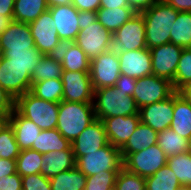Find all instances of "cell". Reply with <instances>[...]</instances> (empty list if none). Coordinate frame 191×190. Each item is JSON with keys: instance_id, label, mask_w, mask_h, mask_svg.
Instances as JSON below:
<instances>
[{"instance_id": "37", "label": "cell", "mask_w": 191, "mask_h": 190, "mask_svg": "<svg viewBox=\"0 0 191 190\" xmlns=\"http://www.w3.org/2000/svg\"><path fill=\"white\" fill-rule=\"evenodd\" d=\"M91 60L81 50V48L74 43L73 46L66 52L64 60L62 61L63 71L72 72H89Z\"/></svg>"}, {"instance_id": "27", "label": "cell", "mask_w": 191, "mask_h": 190, "mask_svg": "<svg viewBox=\"0 0 191 190\" xmlns=\"http://www.w3.org/2000/svg\"><path fill=\"white\" fill-rule=\"evenodd\" d=\"M48 9L46 0H15L13 20L29 24Z\"/></svg>"}, {"instance_id": "54", "label": "cell", "mask_w": 191, "mask_h": 190, "mask_svg": "<svg viewBox=\"0 0 191 190\" xmlns=\"http://www.w3.org/2000/svg\"><path fill=\"white\" fill-rule=\"evenodd\" d=\"M13 21V16L0 15V35L8 27V25Z\"/></svg>"}, {"instance_id": "26", "label": "cell", "mask_w": 191, "mask_h": 190, "mask_svg": "<svg viewBox=\"0 0 191 190\" xmlns=\"http://www.w3.org/2000/svg\"><path fill=\"white\" fill-rule=\"evenodd\" d=\"M33 150L41 154L53 151L72 150L71 143L65 139L57 129L41 130L36 139V145H32Z\"/></svg>"}, {"instance_id": "2", "label": "cell", "mask_w": 191, "mask_h": 190, "mask_svg": "<svg viewBox=\"0 0 191 190\" xmlns=\"http://www.w3.org/2000/svg\"><path fill=\"white\" fill-rule=\"evenodd\" d=\"M96 120L93 103H59L57 130L72 143L93 121Z\"/></svg>"}, {"instance_id": "52", "label": "cell", "mask_w": 191, "mask_h": 190, "mask_svg": "<svg viewBox=\"0 0 191 190\" xmlns=\"http://www.w3.org/2000/svg\"><path fill=\"white\" fill-rule=\"evenodd\" d=\"M119 7H129L127 0H101L100 8L113 9Z\"/></svg>"}, {"instance_id": "11", "label": "cell", "mask_w": 191, "mask_h": 190, "mask_svg": "<svg viewBox=\"0 0 191 190\" xmlns=\"http://www.w3.org/2000/svg\"><path fill=\"white\" fill-rule=\"evenodd\" d=\"M63 100L68 102L93 103L94 88L89 72H62Z\"/></svg>"}, {"instance_id": "36", "label": "cell", "mask_w": 191, "mask_h": 190, "mask_svg": "<svg viewBox=\"0 0 191 190\" xmlns=\"http://www.w3.org/2000/svg\"><path fill=\"white\" fill-rule=\"evenodd\" d=\"M62 72L63 67L60 62L55 61L49 55H44L31 75L32 85L46 79L61 78Z\"/></svg>"}, {"instance_id": "15", "label": "cell", "mask_w": 191, "mask_h": 190, "mask_svg": "<svg viewBox=\"0 0 191 190\" xmlns=\"http://www.w3.org/2000/svg\"><path fill=\"white\" fill-rule=\"evenodd\" d=\"M50 10L44 11L35 21L29 23L35 47L44 55H49L60 40Z\"/></svg>"}, {"instance_id": "24", "label": "cell", "mask_w": 191, "mask_h": 190, "mask_svg": "<svg viewBox=\"0 0 191 190\" xmlns=\"http://www.w3.org/2000/svg\"><path fill=\"white\" fill-rule=\"evenodd\" d=\"M157 139L158 132L140 122L120 151L121 153H135L157 144Z\"/></svg>"}, {"instance_id": "30", "label": "cell", "mask_w": 191, "mask_h": 190, "mask_svg": "<svg viewBox=\"0 0 191 190\" xmlns=\"http://www.w3.org/2000/svg\"><path fill=\"white\" fill-rule=\"evenodd\" d=\"M157 145L167 157L188 152L189 140L181 137L171 128L158 132Z\"/></svg>"}, {"instance_id": "40", "label": "cell", "mask_w": 191, "mask_h": 190, "mask_svg": "<svg viewBox=\"0 0 191 190\" xmlns=\"http://www.w3.org/2000/svg\"><path fill=\"white\" fill-rule=\"evenodd\" d=\"M114 190H146L145 178L122 168L117 173Z\"/></svg>"}, {"instance_id": "9", "label": "cell", "mask_w": 191, "mask_h": 190, "mask_svg": "<svg viewBox=\"0 0 191 190\" xmlns=\"http://www.w3.org/2000/svg\"><path fill=\"white\" fill-rule=\"evenodd\" d=\"M112 36L113 34L97 20L93 24L82 25L75 43L92 60L108 51Z\"/></svg>"}, {"instance_id": "4", "label": "cell", "mask_w": 191, "mask_h": 190, "mask_svg": "<svg viewBox=\"0 0 191 190\" xmlns=\"http://www.w3.org/2000/svg\"><path fill=\"white\" fill-rule=\"evenodd\" d=\"M14 109L41 130L57 128L59 103L37 98L29 91L15 99Z\"/></svg>"}, {"instance_id": "57", "label": "cell", "mask_w": 191, "mask_h": 190, "mask_svg": "<svg viewBox=\"0 0 191 190\" xmlns=\"http://www.w3.org/2000/svg\"><path fill=\"white\" fill-rule=\"evenodd\" d=\"M49 7L71 5L72 0H46Z\"/></svg>"}, {"instance_id": "56", "label": "cell", "mask_w": 191, "mask_h": 190, "mask_svg": "<svg viewBox=\"0 0 191 190\" xmlns=\"http://www.w3.org/2000/svg\"><path fill=\"white\" fill-rule=\"evenodd\" d=\"M10 125V114H0V133Z\"/></svg>"}, {"instance_id": "20", "label": "cell", "mask_w": 191, "mask_h": 190, "mask_svg": "<svg viewBox=\"0 0 191 190\" xmlns=\"http://www.w3.org/2000/svg\"><path fill=\"white\" fill-rule=\"evenodd\" d=\"M2 50H30L35 46V41L29 28V24L12 21L0 35Z\"/></svg>"}, {"instance_id": "22", "label": "cell", "mask_w": 191, "mask_h": 190, "mask_svg": "<svg viewBox=\"0 0 191 190\" xmlns=\"http://www.w3.org/2000/svg\"><path fill=\"white\" fill-rule=\"evenodd\" d=\"M76 165L72 150L53 151L43 154L40 173L46 178H52L60 172L72 169Z\"/></svg>"}, {"instance_id": "5", "label": "cell", "mask_w": 191, "mask_h": 190, "mask_svg": "<svg viewBox=\"0 0 191 190\" xmlns=\"http://www.w3.org/2000/svg\"><path fill=\"white\" fill-rule=\"evenodd\" d=\"M146 47L145 22L141 13H136L122 27L113 33L108 51L118 56L124 51Z\"/></svg>"}, {"instance_id": "51", "label": "cell", "mask_w": 191, "mask_h": 190, "mask_svg": "<svg viewBox=\"0 0 191 190\" xmlns=\"http://www.w3.org/2000/svg\"><path fill=\"white\" fill-rule=\"evenodd\" d=\"M178 12H191V0H163Z\"/></svg>"}, {"instance_id": "44", "label": "cell", "mask_w": 191, "mask_h": 190, "mask_svg": "<svg viewBox=\"0 0 191 190\" xmlns=\"http://www.w3.org/2000/svg\"><path fill=\"white\" fill-rule=\"evenodd\" d=\"M0 190H22V177L16 172L0 178Z\"/></svg>"}, {"instance_id": "48", "label": "cell", "mask_w": 191, "mask_h": 190, "mask_svg": "<svg viewBox=\"0 0 191 190\" xmlns=\"http://www.w3.org/2000/svg\"><path fill=\"white\" fill-rule=\"evenodd\" d=\"M16 173V160L0 158V178Z\"/></svg>"}, {"instance_id": "42", "label": "cell", "mask_w": 191, "mask_h": 190, "mask_svg": "<svg viewBox=\"0 0 191 190\" xmlns=\"http://www.w3.org/2000/svg\"><path fill=\"white\" fill-rule=\"evenodd\" d=\"M22 190H51L50 179L41 173L23 176Z\"/></svg>"}, {"instance_id": "6", "label": "cell", "mask_w": 191, "mask_h": 190, "mask_svg": "<svg viewBox=\"0 0 191 190\" xmlns=\"http://www.w3.org/2000/svg\"><path fill=\"white\" fill-rule=\"evenodd\" d=\"M75 166L89 177L102 171H120L123 168V157L120 149L109 143L98 151L80 156Z\"/></svg>"}, {"instance_id": "12", "label": "cell", "mask_w": 191, "mask_h": 190, "mask_svg": "<svg viewBox=\"0 0 191 190\" xmlns=\"http://www.w3.org/2000/svg\"><path fill=\"white\" fill-rule=\"evenodd\" d=\"M0 87L14 100L29 92L32 87L31 76L27 74L26 67H18L8 63V59L0 60Z\"/></svg>"}, {"instance_id": "8", "label": "cell", "mask_w": 191, "mask_h": 190, "mask_svg": "<svg viewBox=\"0 0 191 190\" xmlns=\"http://www.w3.org/2000/svg\"><path fill=\"white\" fill-rule=\"evenodd\" d=\"M174 92L172 82L152 74L136 79L132 97L140 109L145 105L165 100Z\"/></svg>"}, {"instance_id": "50", "label": "cell", "mask_w": 191, "mask_h": 190, "mask_svg": "<svg viewBox=\"0 0 191 190\" xmlns=\"http://www.w3.org/2000/svg\"><path fill=\"white\" fill-rule=\"evenodd\" d=\"M78 24L80 30H82V25H87V24H93L95 21H97V15L96 12L94 11H79L78 15Z\"/></svg>"}, {"instance_id": "25", "label": "cell", "mask_w": 191, "mask_h": 190, "mask_svg": "<svg viewBox=\"0 0 191 190\" xmlns=\"http://www.w3.org/2000/svg\"><path fill=\"white\" fill-rule=\"evenodd\" d=\"M136 12L130 7H119L113 9L99 8L96 12L97 20L112 34L122 27Z\"/></svg>"}, {"instance_id": "1", "label": "cell", "mask_w": 191, "mask_h": 190, "mask_svg": "<svg viewBox=\"0 0 191 190\" xmlns=\"http://www.w3.org/2000/svg\"><path fill=\"white\" fill-rule=\"evenodd\" d=\"M178 13L163 0H157L149 9L141 12L145 22L146 47L148 49L170 43L171 28Z\"/></svg>"}, {"instance_id": "28", "label": "cell", "mask_w": 191, "mask_h": 190, "mask_svg": "<svg viewBox=\"0 0 191 190\" xmlns=\"http://www.w3.org/2000/svg\"><path fill=\"white\" fill-rule=\"evenodd\" d=\"M87 177L76 167L50 178L51 190H84Z\"/></svg>"}, {"instance_id": "41", "label": "cell", "mask_w": 191, "mask_h": 190, "mask_svg": "<svg viewBox=\"0 0 191 190\" xmlns=\"http://www.w3.org/2000/svg\"><path fill=\"white\" fill-rule=\"evenodd\" d=\"M119 171H102L87 177L84 190H114L116 176Z\"/></svg>"}, {"instance_id": "29", "label": "cell", "mask_w": 191, "mask_h": 190, "mask_svg": "<svg viewBox=\"0 0 191 190\" xmlns=\"http://www.w3.org/2000/svg\"><path fill=\"white\" fill-rule=\"evenodd\" d=\"M8 63L18 67H26L27 74L32 75L34 68L44 56L35 46L30 50H2Z\"/></svg>"}, {"instance_id": "23", "label": "cell", "mask_w": 191, "mask_h": 190, "mask_svg": "<svg viewBox=\"0 0 191 190\" xmlns=\"http://www.w3.org/2000/svg\"><path fill=\"white\" fill-rule=\"evenodd\" d=\"M170 128L183 138L191 139V104L174 92V110Z\"/></svg>"}, {"instance_id": "60", "label": "cell", "mask_w": 191, "mask_h": 190, "mask_svg": "<svg viewBox=\"0 0 191 190\" xmlns=\"http://www.w3.org/2000/svg\"><path fill=\"white\" fill-rule=\"evenodd\" d=\"M180 190H191L189 187H182Z\"/></svg>"}, {"instance_id": "13", "label": "cell", "mask_w": 191, "mask_h": 190, "mask_svg": "<svg viewBox=\"0 0 191 190\" xmlns=\"http://www.w3.org/2000/svg\"><path fill=\"white\" fill-rule=\"evenodd\" d=\"M149 50L153 74L173 83L183 48L173 43H166Z\"/></svg>"}, {"instance_id": "38", "label": "cell", "mask_w": 191, "mask_h": 190, "mask_svg": "<svg viewBox=\"0 0 191 190\" xmlns=\"http://www.w3.org/2000/svg\"><path fill=\"white\" fill-rule=\"evenodd\" d=\"M189 83H191V48L182 50L172 85L178 92Z\"/></svg>"}, {"instance_id": "3", "label": "cell", "mask_w": 191, "mask_h": 190, "mask_svg": "<svg viewBox=\"0 0 191 190\" xmlns=\"http://www.w3.org/2000/svg\"><path fill=\"white\" fill-rule=\"evenodd\" d=\"M93 106L96 119L102 121L115 116L139 115V108L133 97L114 86L96 89Z\"/></svg>"}, {"instance_id": "58", "label": "cell", "mask_w": 191, "mask_h": 190, "mask_svg": "<svg viewBox=\"0 0 191 190\" xmlns=\"http://www.w3.org/2000/svg\"><path fill=\"white\" fill-rule=\"evenodd\" d=\"M188 152L191 154V139L189 140V149Z\"/></svg>"}, {"instance_id": "16", "label": "cell", "mask_w": 191, "mask_h": 190, "mask_svg": "<svg viewBox=\"0 0 191 190\" xmlns=\"http://www.w3.org/2000/svg\"><path fill=\"white\" fill-rule=\"evenodd\" d=\"M109 144L102 120L93 121L72 143L75 161Z\"/></svg>"}, {"instance_id": "31", "label": "cell", "mask_w": 191, "mask_h": 190, "mask_svg": "<svg viewBox=\"0 0 191 190\" xmlns=\"http://www.w3.org/2000/svg\"><path fill=\"white\" fill-rule=\"evenodd\" d=\"M170 33V43L191 48V12H179Z\"/></svg>"}, {"instance_id": "32", "label": "cell", "mask_w": 191, "mask_h": 190, "mask_svg": "<svg viewBox=\"0 0 191 190\" xmlns=\"http://www.w3.org/2000/svg\"><path fill=\"white\" fill-rule=\"evenodd\" d=\"M146 190H180L182 185L176 174L167 166L145 178Z\"/></svg>"}, {"instance_id": "39", "label": "cell", "mask_w": 191, "mask_h": 190, "mask_svg": "<svg viewBox=\"0 0 191 190\" xmlns=\"http://www.w3.org/2000/svg\"><path fill=\"white\" fill-rule=\"evenodd\" d=\"M21 150L11 125L0 133V158L16 160Z\"/></svg>"}, {"instance_id": "17", "label": "cell", "mask_w": 191, "mask_h": 190, "mask_svg": "<svg viewBox=\"0 0 191 190\" xmlns=\"http://www.w3.org/2000/svg\"><path fill=\"white\" fill-rule=\"evenodd\" d=\"M109 143L121 149L140 123L139 115L115 116L103 121Z\"/></svg>"}, {"instance_id": "33", "label": "cell", "mask_w": 191, "mask_h": 190, "mask_svg": "<svg viewBox=\"0 0 191 190\" xmlns=\"http://www.w3.org/2000/svg\"><path fill=\"white\" fill-rule=\"evenodd\" d=\"M30 92L37 98L55 103L63 100V83L61 78L46 79L41 82H35Z\"/></svg>"}, {"instance_id": "45", "label": "cell", "mask_w": 191, "mask_h": 190, "mask_svg": "<svg viewBox=\"0 0 191 190\" xmlns=\"http://www.w3.org/2000/svg\"><path fill=\"white\" fill-rule=\"evenodd\" d=\"M135 83H136L135 78L128 77L125 74H120L114 87L118 88L123 93H126L128 96L132 97L135 90Z\"/></svg>"}, {"instance_id": "55", "label": "cell", "mask_w": 191, "mask_h": 190, "mask_svg": "<svg viewBox=\"0 0 191 190\" xmlns=\"http://www.w3.org/2000/svg\"><path fill=\"white\" fill-rule=\"evenodd\" d=\"M180 95L191 104V83L185 85L179 91Z\"/></svg>"}, {"instance_id": "59", "label": "cell", "mask_w": 191, "mask_h": 190, "mask_svg": "<svg viewBox=\"0 0 191 190\" xmlns=\"http://www.w3.org/2000/svg\"><path fill=\"white\" fill-rule=\"evenodd\" d=\"M2 57H3V52H2V49H1V46H0V60H1Z\"/></svg>"}, {"instance_id": "49", "label": "cell", "mask_w": 191, "mask_h": 190, "mask_svg": "<svg viewBox=\"0 0 191 190\" xmlns=\"http://www.w3.org/2000/svg\"><path fill=\"white\" fill-rule=\"evenodd\" d=\"M157 0H127L129 7L136 13L149 9Z\"/></svg>"}, {"instance_id": "14", "label": "cell", "mask_w": 191, "mask_h": 190, "mask_svg": "<svg viewBox=\"0 0 191 190\" xmlns=\"http://www.w3.org/2000/svg\"><path fill=\"white\" fill-rule=\"evenodd\" d=\"M174 110V93L167 99L148 104L139 109L140 122L161 132L170 128Z\"/></svg>"}, {"instance_id": "35", "label": "cell", "mask_w": 191, "mask_h": 190, "mask_svg": "<svg viewBox=\"0 0 191 190\" xmlns=\"http://www.w3.org/2000/svg\"><path fill=\"white\" fill-rule=\"evenodd\" d=\"M43 154L33 149L22 150L16 159V172L21 176L40 173Z\"/></svg>"}, {"instance_id": "46", "label": "cell", "mask_w": 191, "mask_h": 190, "mask_svg": "<svg viewBox=\"0 0 191 190\" xmlns=\"http://www.w3.org/2000/svg\"><path fill=\"white\" fill-rule=\"evenodd\" d=\"M15 100L0 87V114H11L14 110Z\"/></svg>"}, {"instance_id": "43", "label": "cell", "mask_w": 191, "mask_h": 190, "mask_svg": "<svg viewBox=\"0 0 191 190\" xmlns=\"http://www.w3.org/2000/svg\"><path fill=\"white\" fill-rule=\"evenodd\" d=\"M74 43V40L60 39L58 44L49 53V56L55 61L62 63L66 52L73 46Z\"/></svg>"}, {"instance_id": "34", "label": "cell", "mask_w": 191, "mask_h": 190, "mask_svg": "<svg viewBox=\"0 0 191 190\" xmlns=\"http://www.w3.org/2000/svg\"><path fill=\"white\" fill-rule=\"evenodd\" d=\"M167 166L176 174L182 187L191 188V154L189 152L168 157Z\"/></svg>"}, {"instance_id": "47", "label": "cell", "mask_w": 191, "mask_h": 190, "mask_svg": "<svg viewBox=\"0 0 191 190\" xmlns=\"http://www.w3.org/2000/svg\"><path fill=\"white\" fill-rule=\"evenodd\" d=\"M100 1L101 0H72V5L78 11H94L100 8Z\"/></svg>"}, {"instance_id": "18", "label": "cell", "mask_w": 191, "mask_h": 190, "mask_svg": "<svg viewBox=\"0 0 191 190\" xmlns=\"http://www.w3.org/2000/svg\"><path fill=\"white\" fill-rule=\"evenodd\" d=\"M120 72L135 79L152 75L151 53L148 48L124 51L119 55Z\"/></svg>"}, {"instance_id": "19", "label": "cell", "mask_w": 191, "mask_h": 190, "mask_svg": "<svg viewBox=\"0 0 191 190\" xmlns=\"http://www.w3.org/2000/svg\"><path fill=\"white\" fill-rule=\"evenodd\" d=\"M49 10L55 22L59 39L75 41L80 31L78 24L79 11L72 4L49 7Z\"/></svg>"}, {"instance_id": "21", "label": "cell", "mask_w": 191, "mask_h": 190, "mask_svg": "<svg viewBox=\"0 0 191 190\" xmlns=\"http://www.w3.org/2000/svg\"><path fill=\"white\" fill-rule=\"evenodd\" d=\"M10 125L21 151L31 149L32 145H36V139L39 137L41 129L32 121L21 116L15 109L10 114Z\"/></svg>"}, {"instance_id": "7", "label": "cell", "mask_w": 191, "mask_h": 190, "mask_svg": "<svg viewBox=\"0 0 191 190\" xmlns=\"http://www.w3.org/2000/svg\"><path fill=\"white\" fill-rule=\"evenodd\" d=\"M123 168L141 177H148L167 165L168 157L157 144L135 153H121Z\"/></svg>"}, {"instance_id": "53", "label": "cell", "mask_w": 191, "mask_h": 190, "mask_svg": "<svg viewBox=\"0 0 191 190\" xmlns=\"http://www.w3.org/2000/svg\"><path fill=\"white\" fill-rule=\"evenodd\" d=\"M15 0H0V15L13 16Z\"/></svg>"}, {"instance_id": "10", "label": "cell", "mask_w": 191, "mask_h": 190, "mask_svg": "<svg viewBox=\"0 0 191 190\" xmlns=\"http://www.w3.org/2000/svg\"><path fill=\"white\" fill-rule=\"evenodd\" d=\"M120 74L119 57L109 51L101 53L90 62L89 75L94 90L114 86Z\"/></svg>"}]
</instances>
